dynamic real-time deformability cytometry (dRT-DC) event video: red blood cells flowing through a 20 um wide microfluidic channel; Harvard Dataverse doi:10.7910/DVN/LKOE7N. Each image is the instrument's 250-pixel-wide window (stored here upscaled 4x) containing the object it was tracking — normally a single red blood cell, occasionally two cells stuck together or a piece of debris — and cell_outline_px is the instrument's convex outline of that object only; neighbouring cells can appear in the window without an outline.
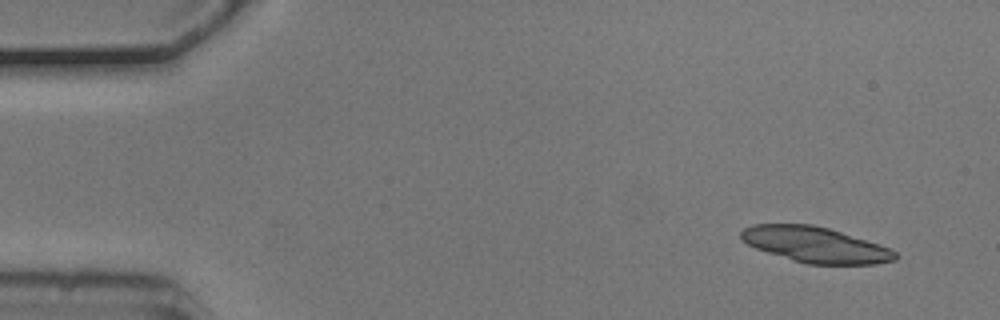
{"species": "common noctule bat (a hibernating species)", "species_latin": "Nyctalus noctula", "temperature_condition": "cold", "stored_images_in_passage": 5, "segment_of_instrument_passage": [1, 2], "camera_frame_rate_fps": 3000, "um_per_image_px": 0.085, "animal": {"sex": "male", "body_mass_g": 20.5, "forearm_length_mm": 52.5}, "frame": {"image": 1, "passage_image": 1, "time_ms": 0.0, "image_size_px": [1000, 320], "cell_outline_px": [[900, 256], [896, 260], [876, 264], [808, 264], [792, 260], [756, 248], [740, 240], [740, 232], [744, 228], [752, 224], [812, 224], [828, 228], [880, 244], [896, 252]], "centroid_in_image_um": [69.31, 20.8], "position_along_channel_um": 15.7, "area_um2": 31.96}}